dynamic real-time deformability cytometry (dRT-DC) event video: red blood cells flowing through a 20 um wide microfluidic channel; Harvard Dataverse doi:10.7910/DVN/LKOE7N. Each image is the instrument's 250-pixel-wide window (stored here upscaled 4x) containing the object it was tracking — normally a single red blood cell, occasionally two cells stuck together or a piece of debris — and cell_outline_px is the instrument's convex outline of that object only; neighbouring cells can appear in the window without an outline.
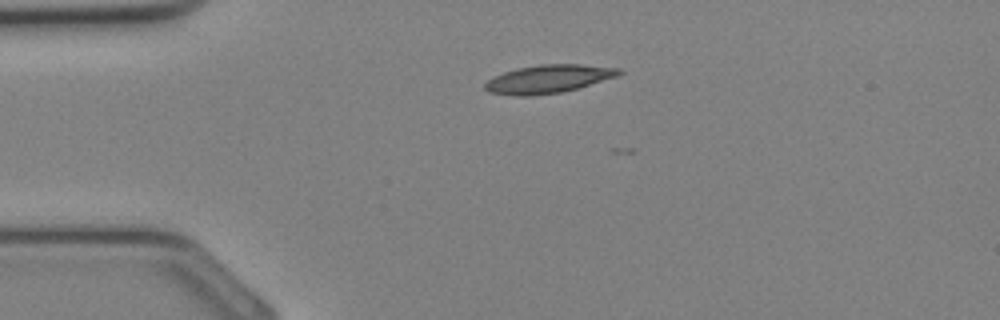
{"species": "Egyptian fruit bat (a non-hibernating species)", "species_latin": "Rousettus aegyptiacus", "temperature_condition": "cold", "stored_images_in_passage": 4, "camera_frame_rate_fps": 3000, "um_per_image_px": 0.085, "animal": {"sex": "female"}, "frame": {"image": 1, "passage_image": 1, "time_ms": 0.0, "image_size_px": [1000, 320], "cell_outline_px": [[624, 72], [620, 76], [564, 92], [532, 96], [516, 96], [488, 92], [484, 88], [484, 84], [488, 80], [504, 72], [516, 68], [540, 64], [580, 64], [620, 68]], "centroid_in_image_um": [46.65, 6.71], "position_along_channel_um": 38.3, "area_um2": 22.31}}